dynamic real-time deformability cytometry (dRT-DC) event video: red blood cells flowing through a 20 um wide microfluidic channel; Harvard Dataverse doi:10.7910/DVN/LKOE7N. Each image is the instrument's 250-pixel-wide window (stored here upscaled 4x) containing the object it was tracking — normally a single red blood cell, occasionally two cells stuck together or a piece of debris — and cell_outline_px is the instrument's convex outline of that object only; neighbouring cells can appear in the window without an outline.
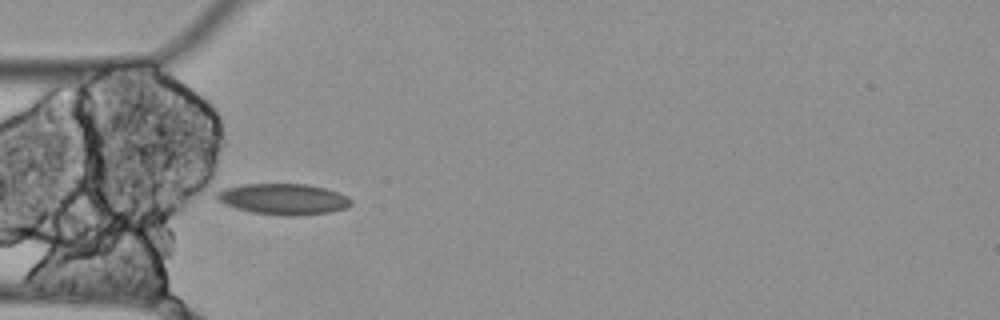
{"species": "Egyptian fruit bat (a non-hibernating species)", "species_latin": "Rousettus aegyptiacus", "temperature_condition": "cold", "stored_images_in_passage": 5, "camera_frame_rate_fps": 3000, "um_per_image_px": 0.085, "animal": {"sex": "female"}, "frame": {"image": 1, "passage_image": 3, "time_ms": 0.667, "image_size_px": [1000, 320], "cell_outline_px": [[352, 204], [344, 208], [328, 212], [292, 216], [288, 216], [252, 212], [236, 208], [224, 204], [216, 200], [216, 192], [224, 188], [244, 184], [308, 184], [324, 188], [348, 196], [352, 200]], "centroid_in_image_um": [24.05, 16.91], "position_along_channel_um": 60.9, "area_um2": 24.1}}
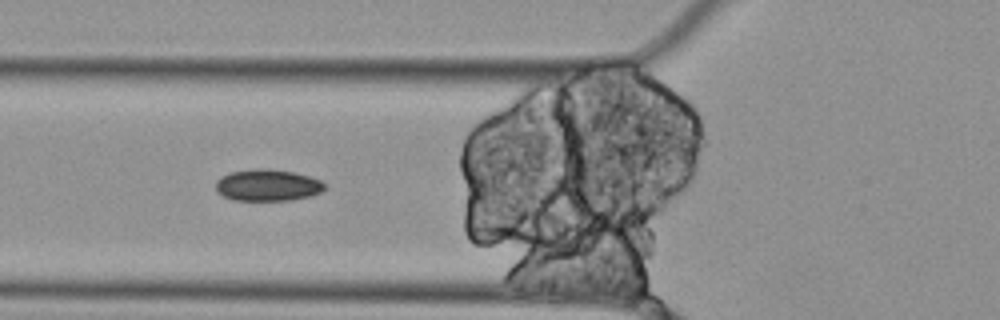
{"frame": {"image": 2, "passage_image": 4, "time_ms": 1.0, "image_size_px": [1000, 320], "cell_outline_px": [[324, 188], [320, 192], [312, 196], [292, 200], [232, 200], [216, 192], [216, 180], [220, 176], [232, 172], [256, 168], [268, 168], [292, 172], [308, 176], [320, 180], [324, 184]], "centroid_in_image_um": [22.71, 15.74], "position_along_channel_um": 103.1, "area_um2": 20.11}}
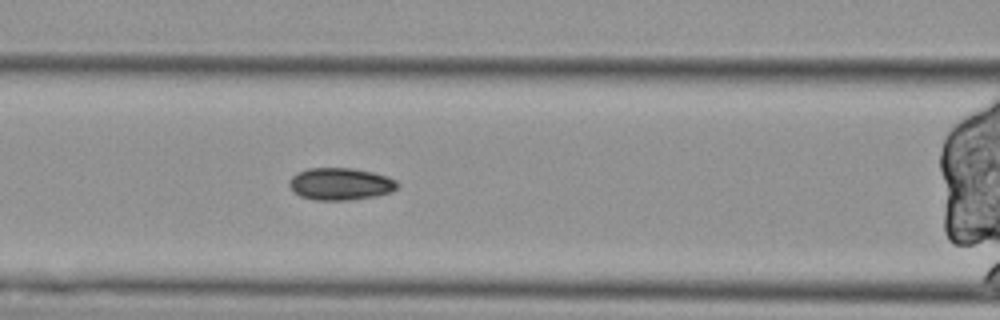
{"frame": {"image": 3, "passage_image": 5, "time_ms": 1.333, "image_size_px": [1000, 320], "cell_outline_px": [[400, 184], [392, 192], [376, 196], [348, 200], [316, 200], [300, 196], [292, 192], [288, 184], [288, 180], [296, 172], [308, 168], [352, 168], [372, 172], [388, 176], [396, 180]], "centroid_in_image_um": [28.91, 15.63], "position_along_channel_um": 137.7, "area_um2": 20.58}}